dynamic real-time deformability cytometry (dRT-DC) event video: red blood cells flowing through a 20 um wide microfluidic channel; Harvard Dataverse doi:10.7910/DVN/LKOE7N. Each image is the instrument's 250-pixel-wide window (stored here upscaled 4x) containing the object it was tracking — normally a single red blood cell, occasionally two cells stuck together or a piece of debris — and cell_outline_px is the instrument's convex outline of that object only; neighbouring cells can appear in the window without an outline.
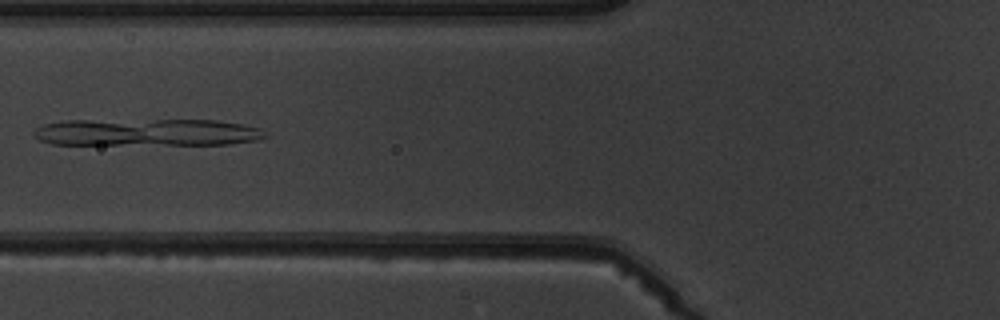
{"species": "common noctule bat (a hibernating species)", "species_latin": "Nyctalus noctula", "temperature_condition": "warm", "stored_images_in_passage": 6, "camera_frame_rate_fps": 3000, "um_per_image_px": 0.085, "animal": {"sex": "male", "body_mass_g": 19.5, "forearm_length_mm": 54.6}, "frame": {"image": 1, "passage_image": 6, "time_ms": 5.667, "image_size_px": [1000, 320], "cell_outline_px": [[268, 136], [260, 140], [228, 144], [52, 144], [40, 140], [32, 136], [32, 132], [36, 128], [44, 124], [64, 120], [216, 120], [240, 124], [260, 128]], "centroid_in_image_um": [12.47, 11.24], "position_along_channel_um": 113.3, "area_um2": 36.76}}